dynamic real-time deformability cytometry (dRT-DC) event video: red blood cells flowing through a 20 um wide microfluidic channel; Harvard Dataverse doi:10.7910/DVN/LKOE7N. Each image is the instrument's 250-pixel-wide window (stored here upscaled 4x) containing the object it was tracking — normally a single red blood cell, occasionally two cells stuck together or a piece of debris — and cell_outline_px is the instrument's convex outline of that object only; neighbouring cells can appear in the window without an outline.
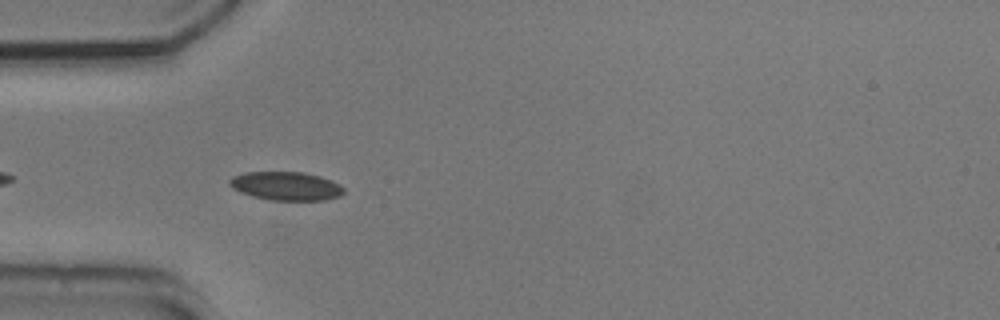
{"species": "common noctule bat (a hibernating species)", "species_latin": "Nyctalus noctula", "temperature_condition": "cold", "stored_images_in_passage": 41, "camera_frame_rate_fps": 3000, "um_per_image_px": 0.085, "animal": {"sex": "male", "body_mass_g": 20.5, "forearm_length_mm": 52.5}, "frame": {"image": 1, "passage_image": 3, "time_ms": 0.667, "image_size_px": [1000, 320], "cell_outline_px": [[344, 192], [340, 196], [324, 200], [268, 200], [252, 196], [240, 192], [232, 188], [228, 184], [228, 180], [232, 176], [244, 172], [304, 172], [320, 176], [332, 180], [340, 184], [344, 188]], "centroid_in_image_um": [24.3, 15.81], "position_along_channel_um": 60.7, "area_um2": 19.25}}
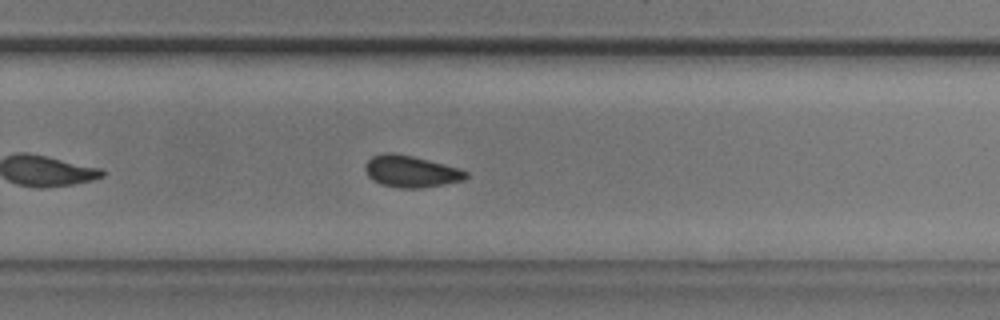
{"frame": {"image": 2, "passage_image": 22, "time_ms": 7.0, "image_size_px": [1000, 320], "cell_outline_px": [[468, 176], [464, 180], [444, 184], [420, 188], [400, 188], [380, 184], [372, 180], [368, 176], [364, 168], [364, 164], [372, 156], [384, 152], [392, 152], [412, 156], [460, 168], [468, 172]], "centroid_in_image_um": [34.91, 14.57], "position_along_channel_um": 294.9, "area_um2": 18.73}}
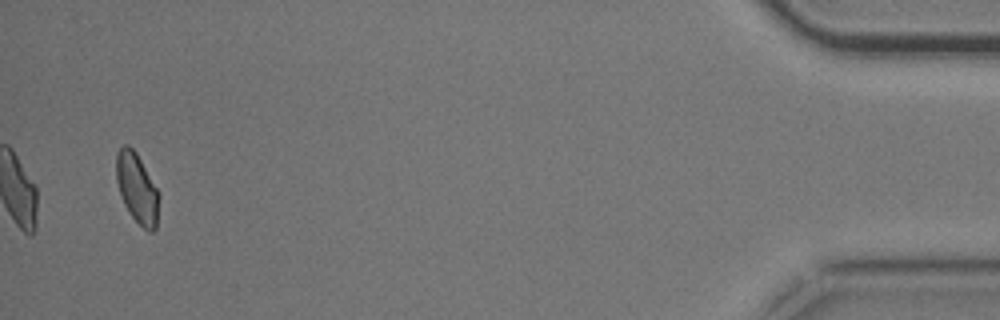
{"frame": {"image": 3, "passage_image": 39, "time_ms": 12.667, "image_size_px": [1000, 320], "cell_outline_px": [[160, 196], [156, 228], [152, 232], [148, 232], [128, 212], [120, 196], [116, 180], [116, 152], [124, 144], [128, 144], [136, 152], [160, 192]], "centroid_in_image_um": [11.65, 15.99], "position_along_channel_um": 423.5, "area_um2": 17.69}, "authors_computed_cell_mechanics": {"area_um2": 18.3226, "velocity_mm_per_s": 3.7282, "shape_relaxation_time_tau1_ms": 4.9944, "shape_relaxation_time_tau2_ms": 4.6329, "deformation_change_tau1": 0.0785, "deformation_change_tau2": 0.0793}}